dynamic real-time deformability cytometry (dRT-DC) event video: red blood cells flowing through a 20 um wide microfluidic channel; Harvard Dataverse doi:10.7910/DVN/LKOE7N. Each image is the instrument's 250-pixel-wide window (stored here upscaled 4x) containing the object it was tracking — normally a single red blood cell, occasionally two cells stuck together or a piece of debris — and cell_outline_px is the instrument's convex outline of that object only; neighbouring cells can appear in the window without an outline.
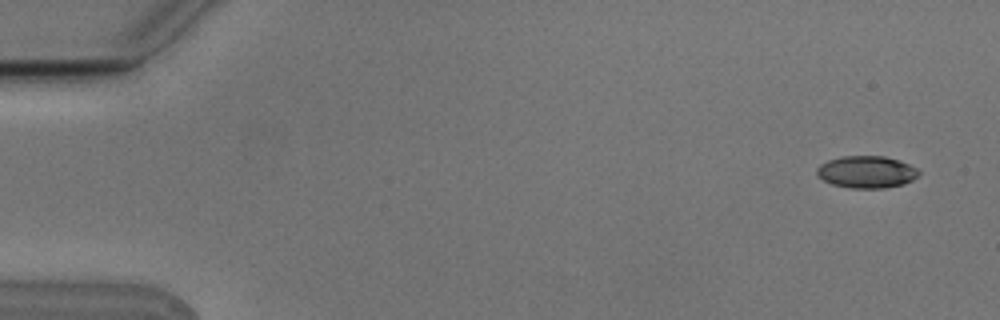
{"species": "Egyptian fruit bat (a non-hibernating species)", "species_latin": "Rousettus aegyptiacus", "temperature_condition": "cold", "stored_images_in_passage": 5, "camera_frame_rate_fps": 3000, "um_per_image_px": 0.085, "animal": {"sex": "male"}, "frame": {"image": 1, "passage_image": 1, "time_ms": 0.0, "image_size_px": [1000, 320], "cell_outline_px": [[920, 172], [912, 180], [904, 184], [884, 188], [852, 188], [832, 184], [824, 180], [816, 172], [816, 168], [820, 164], [828, 160], [840, 156], [884, 156], [900, 160], [916, 168]], "centroid_in_image_um": [73.65, 14.61], "position_along_channel_um": 11.3, "area_um2": 19.02}}
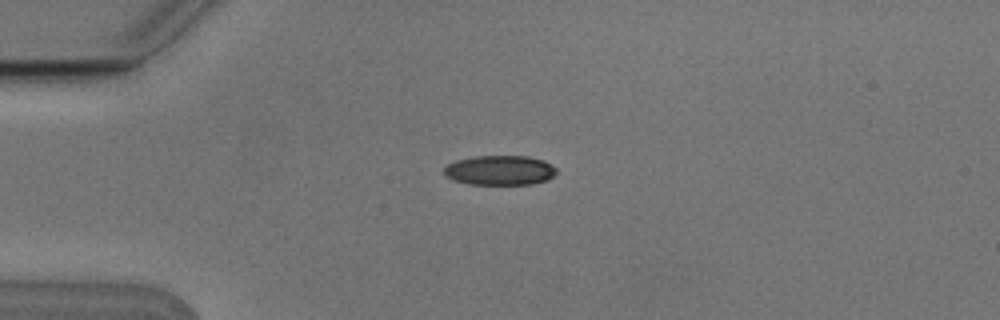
{"frame": {"image": 2, "passage_image": 4, "time_ms": 1.0, "image_size_px": [1000, 320], "cell_outline_px": [[556, 172], [548, 180], [532, 184], [468, 184], [452, 180], [444, 176], [444, 168], [448, 164], [456, 160], [472, 156], [528, 156], [544, 160], [552, 164], [556, 168]], "centroid_in_image_um": [42.47, 14.47], "position_along_channel_um": 42.5, "area_um2": 19.65}}